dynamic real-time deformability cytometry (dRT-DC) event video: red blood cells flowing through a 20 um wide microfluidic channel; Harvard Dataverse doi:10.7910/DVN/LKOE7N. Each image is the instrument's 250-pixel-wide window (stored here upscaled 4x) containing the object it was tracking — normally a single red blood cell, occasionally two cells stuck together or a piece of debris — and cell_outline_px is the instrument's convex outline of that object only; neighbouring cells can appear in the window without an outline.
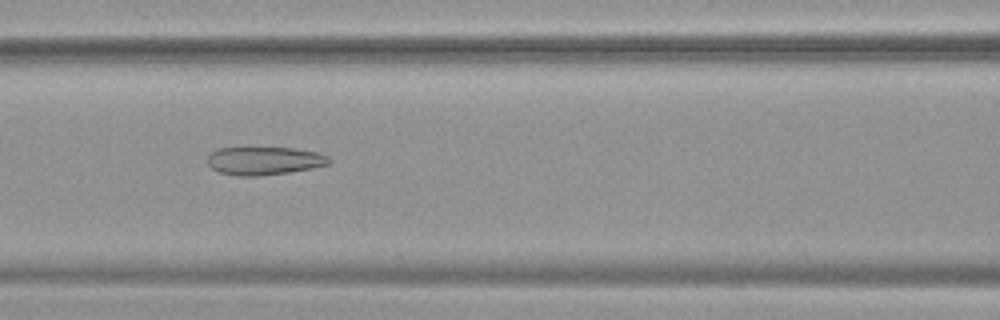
{"species": "common noctule bat (a hibernating species)", "species_latin": "Nyctalus noctula", "temperature_condition": "warm", "stored_images_in_passage": 54, "camera_frame_rate_fps": 3000, "um_per_image_px": 0.085, "animal": {"sex": "female", "body_mass_g": 19.9}, "frame": {"image": 1, "passage_image": 24, "time_ms": 7.667, "image_size_px": [1000, 320], "cell_outline_px": [[332, 160], [328, 164], [312, 168], [288, 172], [260, 176], [236, 176], [220, 172], [212, 168], [208, 164], [208, 156], [216, 148], [248, 144], [292, 148], [316, 152], [328, 156]], "centroid_in_image_um": [22.4, 13.61], "position_along_channel_um": 144.2, "area_um2": 20.92}}
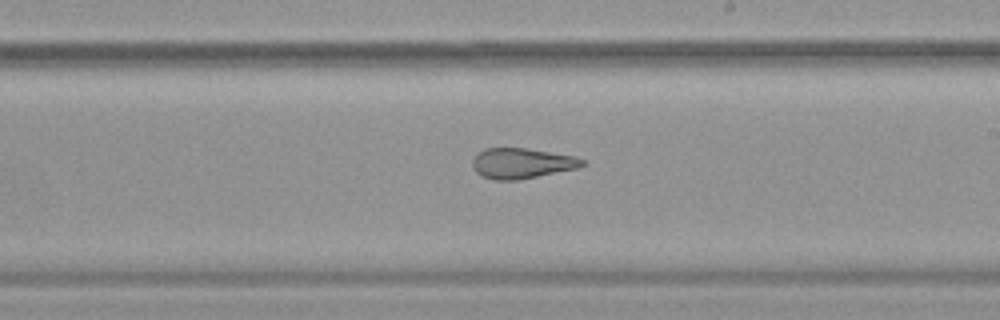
{"frame": {"image": 2, "passage_image": 32, "time_ms": 10.333, "image_size_px": [1000, 320], "cell_outline_px": [[588, 164], [576, 168], [516, 180], [496, 180], [480, 176], [476, 172], [472, 164], [472, 160], [484, 148], [524, 148], [576, 156], [584, 160]], "centroid_in_image_um": [44.35, 13.87], "position_along_channel_um": 244.7, "area_um2": 19.25}}
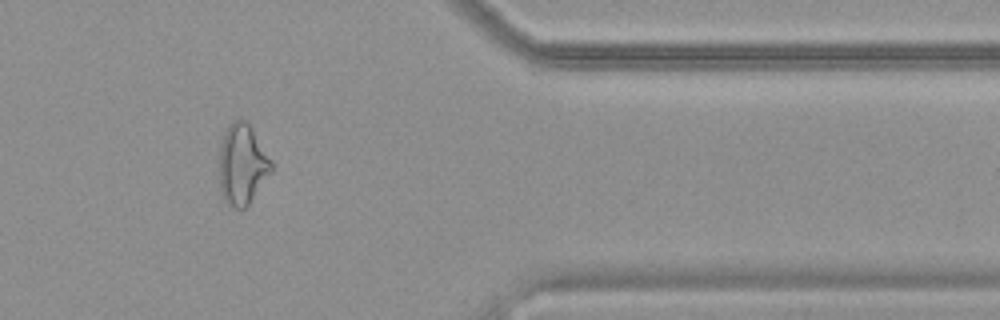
{"frame": {"image": 3, "passage_image": 45, "time_ms": 14.667, "image_size_px": [1000, 320], "cell_outline_px": [[272, 172], [248, 204], [244, 208], [236, 208], [228, 204], [224, 200], [220, 188], [220, 148], [224, 132], [228, 124], [240, 116], [252, 128], [272, 160]], "centroid_in_image_um": [20.6, 13.94], "position_along_channel_um": 390.8, "area_um2": 24.39}, "authors_computed_cell_mechanics": {"area_um2": 24.9407, "velocity_mm_per_s": 3.7846, "shape_relaxation_time_tau1_ms": null, "shape_relaxation_time_tau2_ms": 2.3591, "deformation_change_tau1": null, "deformation_change_tau2": 0.1298}}